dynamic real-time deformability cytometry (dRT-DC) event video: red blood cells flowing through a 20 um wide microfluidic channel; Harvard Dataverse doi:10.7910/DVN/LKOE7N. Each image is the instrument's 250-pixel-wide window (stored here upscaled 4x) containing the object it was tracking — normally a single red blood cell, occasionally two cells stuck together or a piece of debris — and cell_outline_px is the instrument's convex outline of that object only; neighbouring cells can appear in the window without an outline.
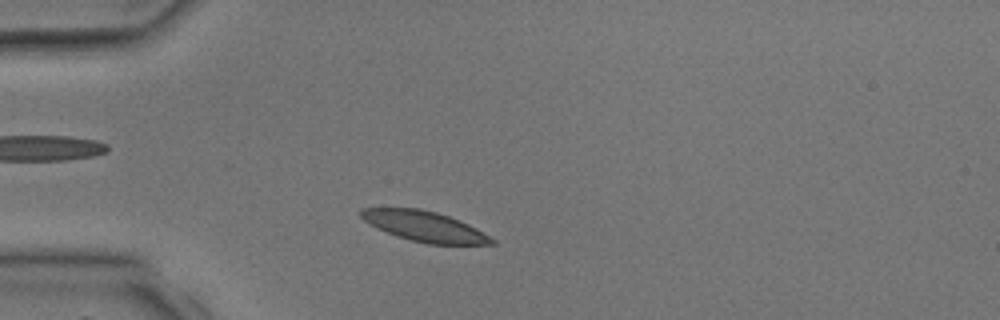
{"species": "common noctule bat (a hibernating species)", "species_latin": "Nyctalus noctula", "temperature_condition": "room temperature", "stored_images_in_passage": 1, "camera_frame_rate_fps": 3000, "um_per_image_px": 0.085, "animal": {"sex": "male", "body_mass_g": 17.9, "forearm_length_mm": 54.2}, "frame": {"image": 1, "passage_image": 1, "time_ms": 0.0, "image_size_px": [1000, 320], "cell_outline_px": [[496, 244], [428, 244], [396, 236], [376, 228], [368, 224], [360, 216], [360, 208], [420, 208], [436, 212], [448, 216], [468, 224], [476, 228], [496, 240]], "centroid_in_image_um": [36.06, 19.24], "position_along_channel_um": 48.9, "area_um2": 23.0}}